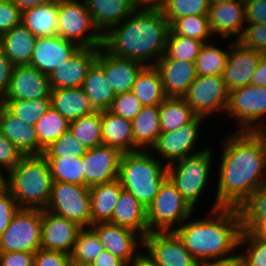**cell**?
Masks as SVG:
<instances>
[{
	"label": "cell",
	"instance_id": "83f0119b",
	"mask_svg": "<svg viewBox=\"0 0 266 266\" xmlns=\"http://www.w3.org/2000/svg\"><path fill=\"white\" fill-rule=\"evenodd\" d=\"M51 104L69 122L96 112L81 87L51 90Z\"/></svg>",
	"mask_w": 266,
	"mask_h": 266
},
{
	"label": "cell",
	"instance_id": "7a4b0ae2",
	"mask_svg": "<svg viewBox=\"0 0 266 266\" xmlns=\"http://www.w3.org/2000/svg\"><path fill=\"white\" fill-rule=\"evenodd\" d=\"M170 23L160 8L138 7L103 35L110 54L154 66L165 54Z\"/></svg>",
	"mask_w": 266,
	"mask_h": 266
},
{
	"label": "cell",
	"instance_id": "753ad0ef",
	"mask_svg": "<svg viewBox=\"0 0 266 266\" xmlns=\"http://www.w3.org/2000/svg\"><path fill=\"white\" fill-rule=\"evenodd\" d=\"M72 266H91V265H72Z\"/></svg>",
	"mask_w": 266,
	"mask_h": 266
},
{
	"label": "cell",
	"instance_id": "f907efd6",
	"mask_svg": "<svg viewBox=\"0 0 266 266\" xmlns=\"http://www.w3.org/2000/svg\"><path fill=\"white\" fill-rule=\"evenodd\" d=\"M238 41L247 48L266 54V24H246L244 33Z\"/></svg>",
	"mask_w": 266,
	"mask_h": 266
},
{
	"label": "cell",
	"instance_id": "6da1fadb",
	"mask_svg": "<svg viewBox=\"0 0 266 266\" xmlns=\"http://www.w3.org/2000/svg\"><path fill=\"white\" fill-rule=\"evenodd\" d=\"M224 138L210 210L239 208L266 182V137L260 132L234 131Z\"/></svg>",
	"mask_w": 266,
	"mask_h": 266
},
{
	"label": "cell",
	"instance_id": "8fae6325",
	"mask_svg": "<svg viewBox=\"0 0 266 266\" xmlns=\"http://www.w3.org/2000/svg\"><path fill=\"white\" fill-rule=\"evenodd\" d=\"M46 210L63 216L82 228H89L91 226L89 187L68 182H53Z\"/></svg>",
	"mask_w": 266,
	"mask_h": 266
},
{
	"label": "cell",
	"instance_id": "11a10c76",
	"mask_svg": "<svg viewBox=\"0 0 266 266\" xmlns=\"http://www.w3.org/2000/svg\"><path fill=\"white\" fill-rule=\"evenodd\" d=\"M34 266H72L71 255L40 248L34 253Z\"/></svg>",
	"mask_w": 266,
	"mask_h": 266
},
{
	"label": "cell",
	"instance_id": "7c38bea8",
	"mask_svg": "<svg viewBox=\"0 0 266 266\" xmlns=\"http://www.w3.org/2000/svg\"><path fill=\"white\" fill-rule=\"evenodd\" d=\"M182 98L197 116L207 119L226 112L229 91L222 75H197Z\"/></svg>",
	"mask_w": 266,
	"mask_h": 266
},
{
	"label": "cell",
	"instance_id": "be15d7a7",
	"mask_svg": "<svg viewBox=\"0 0 266 266\" xmlns=\"http://www.w3.org/2000/svg\"><path fill=\"white\" fill-rule=\"evenodd\" d=\"M201 266H245L243 260L237 254L235 257L226 260L210 261Z\"/></svg>",
	"mask_w": 266,
	"mask_h": 266
},
{
	"label": "cell",
	"instance_id": "52a82bcc",
	"mask_svg": "<svg viewBox=\"0 0 266 266\" xmlns=\"http://www.w3.org/2000/svg\"><path fill=\"white\" fill-rule=\"evenodd\" d=\"M193 214L195 210L167 177L147 208L148 233L174 231Z\"/></svg>",
	"mask_w": 266,
	"mask_h": 266
},
{
	"label": "cell",
	"instance_id": "7bdbcfd3",
	"mask_svg": "<svg viewBox=\"0 0 266 266\" xmlns=\"http://www.w3.org/2000/svg\"><path fill=\"white\" fill-rule=\"evenodd\" d=\"M104 250L96 233L89 228H82L75 241L72 253V265H90Z\"/></svg>",
	"mask_w": 266,
	"mask_h": 266
},
{
	"label": "cell",
	"instance_id": "8992f818",
	"mask_svg": "<svg viewBox=\"0 0 266 266\" xmlns=\"http://www.w3.org/2000/svg\"><path fill=\"white\" fill-rule=\"evenodd\" d=\"M212 148H206L197 154L187 156L167 166L169 179L176 185L182 197L195 210L200 197L210 186L209 180L212 162L215 156ZM210 177V178H209Z\"/></svg>",
	"mask_w": 266,
	"mask_h": 266
},
{
	"label": "cell",
	"instance_id": "2644e50d",
	"mask_svg": "<svg viewBox=\"0 0 266 266\" xmlns=\"http://www.w3.org/2000/svg\"><path fill=\"white\" fill-rule=\"evenodd\" d=\"M137 7H145V0H133Z\"/></svg>",
	"mask_w": 266,
	"mask_h": 266
},
{
	"label": "cell",
	"instance_id": "9a60e30c",
	"mask_svg": "<svg viewBox=\"0 0 266 266\" xmlns=\"http://www.w3.org/2000/svg\"><path fill=\"white\" fill-rule=\"evenodd\" d=\"M90 228L96 233L104 250L122 260L127 266L142 252L143 237L136 231L109 222L95 223Z\"/></svg>",
	"mask_w": 266,
	"mask_h": 266
},
{
	"label": "cell",
	"instance_id": "3957f363",
	"mask_svg": "<svg viewBox=\"0 0 266 266\" xmlns=\"http://www.w3.org/2000/svg\"><path fill=\"white\" fill-rule=\"evenodd\" d=\"M193 218L191 215L174 232L200 264L238 254L242 232L238 208L220 207L211 210L206 218Z\"/></svg>",
	"mask_w": 266,
	"mask_h": 266
},
{
	"label": "cell",
	"instance_id": "603a6c76",
	"mask_svg": "<svg viewBox=\"0 0 266 266\" xmlns=\"http://www.w3.org/2000/svg\"><path fill=\"white\" fill-rule=\"evenodd\" d=\"M96 62L103 68L106 80L115 94L131 92L137 75L145 67L139 61L116 57L99 47Z\"/></svg>",
	"mask_w": 266,
	"mask_h": 266
},
{
	"label": "cell",
	"instance_id": "c3c4849f",
	"mask_svg": "<svg viewBox=\"0 0 266 266\" xmlns=\"http://www.w3.org/2000/svg\"><path fill=\"white\" fill-rule=\"evenodd\" d=\"M143 107L132 92H126L116 94L109 111L132 121Z\"/></svg>",
	"mask_w": 266,
	"mask_h": 266
},
{
	"label": "cell",
	"instance_id": "f1b7e54d",
	"mask_svg": "<svg viewBox=\"0 0 266 266\" xmlns=\"http://www.w3.org/2000/svg\"><path fill=\"white\" fill-rule=\"evenodd\" d=\"M37 37L22 23L0 36V46L4 54L15 65L29 64Z\"/></svg>",
	"mask_w": 266,
	"mask_h": 266
},
{
	"label": "cell",
	"instance_id": "74e56055",
	"mask_svg": "<svg viewBox=\"0 0 266 266\" xmlns=\"http://www.w3.org/2000/svg\"><path fill=\"white\" fill-rule=\"evenodd\" d=\"M1 104L25 124L34 126L43 114L52 107L51 97L34 100L2 99Z\"/></svg>",
	"mask_w": 266,
	"mask_h": 266
},
{
	"label": "cell",
	"instance_id": "a7ac6f4b",
	"mask_svg": "<svg viewBox=\"0 0 266 266\" xmlns=\"http://www.w3.org/2000/svg\"><path fill=\"white\" fill-rule=\"evenodd\" d=\"M6 177L7 174L5 173V171H2L0 169V190L6 187Z\"/></svg>",
	"mask_w": 266,
	"mask_h": 266
},
{
	"label": "cell",
	"instance_id": "681fc988",
	"mask_svg": "<svg viewBox=\"0 0 266 266\" xmlns=\"http://www.w3.org/2000/svg\"><path fill=\"white\" fill-rule=\"evenodd\" d=\"M238 211L240 217H266V182L239 206Z\"/></svg>",
	"mask_w": 266,
	"mask_h": 266
},
{
	"label": "cell",
	"instance_id": "1f68e13d",
	"mask_svg": "<svg viewBox=\"0 0 266 266\" xmlns=\"http://www.w3.org/2000/svg\"><path fill=\"white\" fill-rule=\"evenodd\" d=\"M123 187L117 178L89 188L91 202V225L109 222Z\"/></svg>",
	"mask_w": 266,
	"mask_h": 266
},
{
	"label": "cell",
	"instance_id": "2e32d148",
	"mask_svg": "<svg viewBox=\"0 0 266 266\" xmlns=\"http://www.w3.org/2000/svg\"><path fill=\"white\" fill-rule=\"evenodd\" d=\"M122 154L119 149L103 144L87 149L82 156L84 186L90 188L117 179Z\"/></svg>",
	"mask_w": 266,
	"mask_h": 266
},
{
	"label": "cell",
	"instance_id": "7402d4cb",
	"mask_svg": "<svg viewBox=\"0 0 266 266\" xmlns=\"http://www.w3.org/2000/svg\"><path fill=\"white\" fill-rule=\"evenodd\" d=\"M51 97L48 76L29 64L15 65L3 99L34 100Z\"/></svg>",
	"mask_w": 266,
	"mask_h": 266
},
{
	"label": "cell",
	"instance_id": "f5cc1de1",
	"mask_svg": "<svg viewBox=\"0 0 266 266\" xmlns=\"http://www.w3.org/2000/svg\"><path fill=\"white\" fill-rule=\"evenodd\" d=\"M20 209L10 190L5 187L0 190V235L10 225L16 212Z\"/></svg>",
	"mask_w": 266,
	"mask_h": 266
},
{
	"label": "cell",
	"instance_id": "6125c7cd",
	"mask_svg": "<svg viewBox=\"0 0 266 266\" xmlns=\"http://www.w3.org/2000/svg\"><path fill=\"white\" fill-rule=\"evenodd\" d=\"M250 85L266 86V54H263L255 73L252 75Z\"/></svg>",
	"mask_w": 266,
	"mask_h": 266
},
{
	"label": "cell",
	"instance_id": "d590c367",
	"mask_svg": "<svg viewBox=\"0 0 266 266\" xmlns=\"http://www.w3.org/2000/svg\"><path fill=\"white\" fill-rule=\"evenodd\" d=\"M196 117L197 115L183 98L167 97L159 105L161 132L178 130Z\"/></svg>",
	"mask_w": 266,
	"mask_h": 266
},
{
	"label": "cell",
	"instance_id": "d4e9b609",
	"mask_svg": "<svg viewBox=\"0 0 266 266\" xmlns=\"http://www.w3.org/2000/svg\"><path fill=\"white\" fill-rule=\"evenodd\" d=\"M0 132L23 155H42L44 149L38 144L37 132L31 124L12 115L0 104Z\"/></svg>",
	"mask_w": 266,
	"mask_h": 266
},
{
	"label": "cell",
	"instance_id": "4316f807",
	"mask_svg": "<svg viewBox=\"0 0 266 266\" xmlns=\"http://www.w3.org/2000/svg\"><path fill=\"white\" fill-rule=\"evenodd\" d=\"M109 223L132 229L144 238L148 234L147 208L122 189Z\"/></svg>",
	"mask_w": 266,
	"mask_h": 266
},
{
	"label": "cell",
	"instance_id": "44dd1931",
	"mask_svg": "<svg viewBox=\"0 0 266 266\" xmlns=\"http://www.w3.org/2000/svg\"><path fill=\"white\" fill-rule=\"evenodd\" d=\"M98 52L99 47L79 48L69 60L48 76L51 90L82 87L90 67L97 59Z\"/></svg>",
	"mask_w": 266,
	"mask_h": 266
},
{
	"label": "cell",
	"instance_id": "d6986e66",
	"mask_svg": "<svg viewBox=\"0 0 266 266\" xmlns=\"http://www.w3.org/2000/svg\"><path fill=\"white\" fill-rule=\"evenodd\" d=\"M208 20L214 37H218L221 41L239 40L246 26L244 0L211 5L208 11Z\"/></svg>",
	"mask_w": 266,
	"mask_h": 266
},
{
	"label": "cell",
	"instance_id": "277c9868",
	"mask_svg": "<svg viewBox=\"0 0 266 266\" xmlns=\"http://www.w3.org/2000/svg\"><path fill=\"white\" fill-rule=\"evenodd\" d=\"M53 179L43 155H24L7 173L6 187L20 208L46 209Z\"/></svg>",
	"mask_w": 266,
	"mask_h": 266
},
{
	"label": "cell",
	"instance_id": "816d5d0a",
	"mask_svg": "<svg viewBox=\"0 0 266 266\" xmlns=\"http://www.w3.org/2000/svg\"><path fill=\"white\" fill-rule=\"evenodd\" d=\"M22 11L11 0H0V36L21 24Z\"/></svg>",
	"mask_w": 266,
	"mask_h": 266
},
{
	"label": "cell",
	"instance_id": "94428289",
	"mask_svg": "<svg viewBox=\"0 0 266 266\" xmlns=\"http://www.w3.org/2000/svg\"><path fill=\"white\" fill-rule=\"evenodd\" d=\"M91 266H127L122 260L115 257L107 250H103L95 260L90 264Z\"/></svg>",
	"mask_w": 266,
	"mask_h": 266
},
{
	"label": "cell",
	"instance_id": "8c879c8a",
	"mask_svg": "<svg viewBox=\"0 0 266 266\" xmlns=\"http://www.w3.org/2000/svg\"><path fill=\"white\" fill-rule=\"evenodd\" d=\"M263 136L266 137V124L264 125V127L259 131Z\"/></svg>",
	"mask_w": 266,
	"mask_h": 266
},
{
	"label": "cell",
	"instance_id": "b9f144b4",
	"mask_svg": "<svg viewBox=\"0 0 266 266\" xmlns=\"http://www.w3.org/2000/svg\"><path fill=\"white\" fill-rule=\"evenodd\" d=\"M46 159L53 182H68L84 186L82 156Z\"/></svg>",
	"mask_w": 266,
	"mask_h": 266
},
{
	"label": "cell",
	"instance_id": "484cf974",
	"mask_svg": "<svg viewBox=\"0 0 266 266\" xmlns=\"http://www.w3.org/2000/svg\"><path fill=\"white\" fill-rule=\"evenodd\" d=\"M93 24L104 35L138 7L133 0H85Z\"/></svg>",
	"mask_w": 266,
	"mask_h": 266
},
{
	"label": "cell",
	"instance_id": "ab89813d",
	"mask_svg": "<svg viewBox=\"0 0 266 266\" xmlns=\"http://www.w3.org/2000/svg\"><path fill=\"white\" fill-rule=\"evenodd\" d=\"M34 127L37 132L38 144L45 150L69 129V121L51 107Z\"/></svg>",
	"mask_w": 266,
	"mask_h": 266
},
{
	"label": "cell",
	"instance_id": "e0dca14e",
	"mask_svg": "<svg viewBox=\"0 0 266 266\" xmlns=\"http://www.w3.org/2000/svg\"><path fill=\"white\" fill-rule=\"evenodd\" d=\"M263 53L230 41V50L222 76L229 92L250 84Z\"/></svg>",
	"mask_w": 266,
	"mask_h": 266
},
{
	"label": "cell",
	"instance_id": "db71d44e",
	"mask_svg": "<svg viewBox=\"0 0 266 266\" xmlns=\"http://www.w3.org/2000/svg\"><path fill=\"white\" fill-rule=\"evenodd\" d=\"M24 155L0 132V169L7 174Z\"/></svg>",
	"mask_w": 266,
	"mask_h": 266
},
{
	"label": "cell",
	"instance_id": "03108f58",
	"mask_svg": "<svg viewBox=\"0 0 266 266\" xmlns=\"http://www.w3.org/2000/svg\"><path fill=\"white\" fill-rule=\"evenodd\" d=\"M21 10L50 3L55 0H11Z\"/></svg>",
	"mask_w": 266,
	"mask_h": 266
},
{
	"label": "cell",
	"instance_id": "5bb4252c",
	"mask_svg": "<svg viewBox=\"0 0 266 266\" xmlns=\"http://www.w3.org/2000/svg\"><path fill=\"white\" fill-rule=\"evenodd\" d=\"M143 251L159 266H201L174 231L149 232L143 238Z\"/></svg>",
	"mask_w": 266,
	"mask_h": 266
},
{
	"label": "cell",
	"instance_id": "5b68a950",
	"mask_svg": "<svg viewBox=\"0 0 266 266\" xmlns=\"http://www.w3.org/2000/svg\"><path fill=\"white\" fill-rule=\"evenodd\" d=\"M167 177V166L151 151L138 150L121 156L118 179L123 189L146 208L153 202Z\"/></svg>",
	"mask_w": 266,
	"mask_h": 266
},
{
	"label": "cell",
	"instance_id": "60d3db41",
	"mask_svg": "<svg viewBox=\"0 0 266 266\" xmlns=\"http://www.w3.org/2000/svg\"><path fill=\"white\" fill-rule=\"evenodd\" d=\"M170 32L183 37L195 38L203 43L214 40L208 15H188L177 18L170 24Z\"/></svg>",
	"mask_w": 266,
	"mask_h": 266
},
{
	"label": "cell",
	"instance_id": "8d00e7d4",
	"mask_svg": "<svg viewBox=\"0 0 266 266\" xmlns=\"http://www.w3.org/2000/svg\"><path fill=\"white\" fill-rule=\"evenodd\" d=\"M230 41L232 40L229 39L228 47L224 48L226 50L216 46V43L212 41L203 43L195 61L196 74L200 76L222 75L229 55Z\"/></svg>",
	"mask_w": 266,
	"mask_h": 266
},
{
	"label": "cell",
	"instance_id": "680465c9",
	"mask_svg": "<svg viewBox=\"0 0 266 266\" xmlns=\"http://www.w3.org/2000/svg\"><path fill=\"white\" fill-rule=\"evenodd\" d=\"M13 69L14 65L0 46V100L4 98L8 91Z\"/></svg>",
	"mask_w": 266,
	"mask_h": 266
},
{
	"label": "cell",
	"instance_id": "bcb514c9",
	"mask_svg": "<svg viewBox=\"0 0 266 266\" xmlns=\"http://www.w3.org/2000/svg\"><path fill=\"white\" fill-rule=\"evenodd\" d=\"M245 244L247 246L244 253L243 250H241L242 253L238 252V255L243 260L244 265L266 266V239L255 236L248 230H242L238 249L245 248Z\"/></svg>",
	"mask_w": 266,
	"mask_h": 266
},
{
	"label": "cell",
	"instance_id": "d6a6232c",
	"mask_svg": "<svg viewBox=\"0 0 266 266\" xmlns=\"http://www.w3.org/2000/svg\"><path fill=\"white\" fill-rule=\"evenodd\" d=\"M102 144L119 149L122 153L133 152L131 120L124 119L109 110L101 111Z\"/></svg>",
	"mask_w": 266,
	"mask_h": 266
},
{
	"label": "cell",
	"instance_id": "e575fe53",
	"mask_svg": "<svg viewBox=\"0 0 266 266\" xmlns=\"http://www.w3.org/2000/svg\"><path fill=\"white\" fill-rule=\"evenodd\" d=\"M131 92L144 107L160 105L167 98L155 66H145L140 71Z\"/></svg>",
	"mask_w": 266,
	"mask_h": 266
},
{
	"label": "cell",
	"instance_id": "cb8c5ba5",
	"mask_svg": "<svg viewBox=\"0 0 266 266\" xmlns=\"http://www.w3.org/2000/svg\"><path fill=\"white\" fill-rule=\"evenodd\" d=\"M154 66L160 73L167 97L182 98L197 76L195 62L159 59Z\"/></svg>",
	"mask_w": 266,
	"mask_h": 266
},
{
	"label": "cell",
	"instance_id": "ee69618b",
	"mask_svg": "<svg viewBox=\"0 0 266 266\" xmlns=\"http://www.w3.org/2000/svg\"><path fill=\"white\" fill-rule=\"evenodd\" d=\"M203 42L169 32L165 54L160 59L195 62Z\"/></svg>",
	"mask_w": 266,
	"mask_h": 266
},
{
	"label": "cell",
	"instance_id": "ba28073f",
	"mask_svg": "<svg viewBox=\"0 0 266 266\" xmlns=\"http://www.w3.org/2000/svg\"><path fill=\"white\" fill-rule=\"evenodd\" d=\"M58 35L80 48L103 44V35L93 24L85 0H59Z\"/></svg>",
	"mask_w": 266,
	"mask_h": 266
},
{
	"label": "cell",
	"instance_id": "4fadbf2b",
	"mask_svg": "<svg viewBox=\"0 0 266 266\" xmlns=\"http://www.w3.org/2000/svg\"><path fill=\"white\" fill-rule=\"evenodd\" d=\"M204 120L207 119L197 116L192 122L178 130L161 132L150 151L154 155L157 154V158L166 166L204 151L205 148L195 151Z\"/></svg>",
	"mask_w": 266,
	"mask_h": 266
},
{
	"label": "cell",
	"instance_id": "ffe728a7",
	"mask_svg": "<svg viewBox=\"0 0 266 266\" xmlns=\"http://www.w3.org/2000/svg\"><path fill=\"white\" fill-rule=\"evenodd\" d=\"M80 47L61 36L39 37L29 65L49 76L58 66L69 60Z\"/></svg>",
	"mask_w": 266,
	"mask_h": 266
},
{
	"label": "cell",
	"instance_id": "003e7915",
	"mask_svg": "<svg viewBox=\"0 0 266 266\" xmlns=\"http://www.w3.org/2000/svg\"><path fill=\"white\" fill-rule=\"evenodd\" d=\"M165 0H145V7L159 8Z\"/></svg>",
	"mask_w": 266,
	"mask_h": 266
},
{
	"label": "cell",
	"instance_id": "6f0895ef",
	"mask_svg": "<svg viewBox=\"0 0 266 266\" xmlns=\"http://www.w3.org/2000/svg\"><path fill=\"white\" fill-rule=\"evenodd\" d=\"M0 266H34V253L0 252Z\"/></svg>",
	"mask_w": 266,
	"mask_h": 266
},
{
	"label": "cell",
	"instance_id": "89a4df30",
	"mask_svg": "<svg viewBox=\"0 0 266 266\" xmlns=\"http://www.w3.org/2000/svg\"><path fill=\"white\" fill-rule=\"evenodd\" d=\"M209 1H210V5H215V4H221V3L235 1V0H209Z\"/></svg>",
	"mask_w": 266,
	"mask_h": 266
},
{
	"label": "cell",
	"instance_id": "f35d334b",
	"mask_svg": "<svg viewBox=\"0 0 266 266\" xmlns=\"http://www.w3.org/2000/svg\"><path fill=\"white\" fill-rule=\"evenodd\" d=\"M69 131L86 149L102 145L101 111L69 122Z\"/></svg>",
	"mask_w": 266,
	"mask_h": 266
},
{
	"label": "cell",
	"instance_id": "ac0fdd59",
	"mask_svg": "<svg viewBox=\"0 0 266 266\" xmlns=\"http://www.w3.org/2000/svg\"><path fill=\"white\" fill-rule=\"evenodd\" d=\"M81 229L75 222L42 209L41 248L71 255Z\"/></svg>",
	"mask_w": 266,
	"mask_h": 266
},
{
	"label": "cell",
	"instance_id": "9f6ffc18",
	"mask_svg": "<svg viewBox=\"0 0 266 266\" xmlns=\"http://www.w3.org/2000/svg\"><path fill=\"white\" fill-rule=\"evenodd\" d=\"M246 24H266V0H244Z\"/></svg>",
	"mask_w": 266,
	"mask_h": 266
},
{
	"label": "cell",
	"instance_id": "f546056e",
	"mask_svg": "<svg viewBox=\"0 0 266 266\" xmlns=\"http://www.w3.org/2000/svg\"><path fill=\"white\" fill-rule=\"evenodd\" d=\"M59 0L22 11L21 23L37 38L58 35Z\"/></svg>",
	"mask_w": 266,
	"mask_h": 266
},
{
	"label": "cell",
	"instance_id": "836d02e7",
	"mask_svg": "<svg viewBox=\"0 0 266 266\" xmlns=\"http://www.w3.org/2000/svg\"><path fill=\"white\" fill-rule=\"evenodd\" d=\"M96 111L109 110L116 96L106 80L103 68L95 61L81 87Z\"/></svg>",
	"mask_w": 266,
	"mask_h": 266
},
{
	"label": "cell",
	"instance_id": "30bf717a",
	"mask_svg": "<svg viewBox=\"0 0 266 266\" xmlns=\"http://www.w3.org/2000/svg\"><path fill=\"white\" fill-rule=\"evenodd\" d=\"M42 210L20 208L0 235V252L35 253L41 248Z\"/></svg>",
	"mask_w": 266,
	"mask_h": 266
},
{
	"label": "cell",
	"instance_id": "f6af8a7d",
	"mask_svg": "<svg viewBox=\"0 0 266 266\" xmlns=\"http://www.w3.org/2000/svg\"><path fill=\"white\" fill-rule=\"evenodd\" d=\"M209 0H165L159 7L171 24L175 19L188 15H208Z\"/></svg>",
	"mask_w": 266,
	"mask_h": 266
},
{
	"label": "cell",
	"instance_id": "4dcf8cb0",
	"mask_svg": "<svg viewBox=\"0 0 266 266\" xmlns=\"http://www.w3.org/2000/svg\"><path fill=\"white\" fill-rule=\"evenodd\" d=\"M131 122L133 152L150 151L161 133L159 105L143 107Z\"/></svg>",
	"mask_w": 266,
	"mask_h": 266
},
{
	"label": "cell",
	"instance_id": "91938a15",
	"mask_svg": "<svg viewBox=\"0 0 266 266\" xmlns=\"http://www.w3.org/2000/svg\"><path fill=\"white\" fill-rule=\"evenodd\" d=\"M242 230L266 239V217H240Z\"/></svg>",
	"mask_w": 266,
	"mask_h": 266
},
{
	"label": "cell",
	"instance_id": "7dc6e473",
	"mask_svg": "<svg viewBox=\"0 0 266 266\" xmlns=\"http://www.w3.org/2000/svg\"><path fill=\"white\" fill-rule=\"evenodd\" d=\"M87 149L73 136L69 129L56 141L52 142L43 152L45 158H63L64 156H83Z\"/></svg>",
	"mask_w": 266,
	"mask_h": 266
},
{
	"label": "cell",
	"instance_id": "9c48e42d",
	"mask_svg": "<svg viewBox=\"0 0 266 266\" xmlns=\"http://www.w3.org/2000/svg\"><path fill=\"white\" fill-rule=\"evenodd\" d=\"M225 114L237 121L235 131L259 132L266 124V86L249 84L229 92Z\"/></svg>",
	"mask_w": 266,
	"mask_h": 266
},
{
	"label": "cell",
	"instance_id": "e7e4bbea",
	"mask_svg": "<svg viewBox=\"0 0 266 266\" xmlns=\"http://www.w3.org/2000/svg\"><path fill=\"white\" fill-rule=\"evenodd\" d=\"M129 266H159L148 254L142 252L131 262Z\"/></svg>",
	"mask_w": 266,
	"mask_h": 266
}]
</instances>
